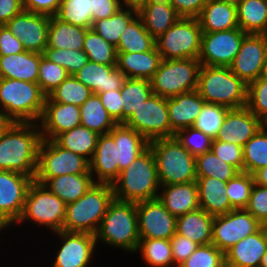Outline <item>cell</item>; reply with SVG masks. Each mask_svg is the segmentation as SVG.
Segmentation results:
<instances>
[{"label": "cell", "instance_id": "03108f58", "mask_svg": "<svg viewBox=\"0 0 267 267\" xmlns=\"http://www.w3.org/2000/svg\"><path fill=\"white\" fill-rule=\"evenodd\" d=\"M23 10L22 0H0V26Z\"/></svg>", "mask_w": 267, "mask_h": 267}, {"label": "cell", "instance_id": "1f68e13d", "mask_svg": "<svg viewBox=\"0 0 267 267\" xmlns=\"http://www.w3.org/2000/svg\"><path fill=\"white\" fill-rule=\"evenodd\" d=\"M213 221L214 216L198 208L177 217L176 233L189 238L199 246L212 244Z\"/></svg>", "mask_w": 267, "mask_h": 267}, {"label": "cell", "instance_id": "681fc988", "mask_svg": "<svg viewBox=\"0 0 267 267\" xmlns=\"http://www.w3.org/2000/svg\"><path fill=\"white\" fill-rule=\"evenodd\" d=\"M254 184L253 175L247 172H239L227 181L226 195L234 209L247 207Z\"/></svg>", "mask_w": 267, "mask_h": 267}, {"label": "cell", "instance_id": "b9f144b4", "mask_svg": "<svg viewBox=\"0 0 267 267\" xmlns=\"http://www.w3.org/2000/svg\"><path fill=\"white\" fill-rule=\"evenodd\" d=\"M137 14L138 12L135 10L120 8L111 17L94 21L91 29L108 43L117 47L122 32Z\"/></svg>", "mask_w": 267, "mask_h": 267}, {"label": "cell", "instance_id": "c3c4849f", "mask_svg": "<svg viewBox=\"0 0 267 267\" xmlns=\"http://www.w3.org/2000/svg\"><path fill=\"white\" fill-rule=\"evenodd\" d=\"M230 108L205 102L192 127L215 139Z\"/></svg>", "mask_w": 267, "mask_h": 267}, {"label": "cell", "instance_id": "7402d4cb", "mask_svg": "<svg viewBox=\"0 0 267 267\" xmlns=\"http://www.w3.org/2000/svg\"><path fill=\"white\" fill-rule=\"evenodd\" d=\"M119 154L114 138L102 134L98 138L96 150L89 161V171L95 183L113 184L119 176Z\"/></svg>", "mask_w": 267, "mask_h": 267}, {"label": "cell", "instance_id": "5b68a950", "mask_svg": "<svg viewBox=\"0 0 267 267\" xmlns=\"http://www.w3.org/2000/svg\"><path fill=\"white\" fill-rule=\"evenodd\" d=\"M113 199L111 184L95 183L78 200L66 204L63 231L95 235Z\"/></svg>", "mask_w": 267, "mask_h": 267}, {"label": "cell", "instance_id": "94428289", "mask_svg": "<svg viewBox=\"0 0 267 267\" xmlns=\"http://www.w3.org/2000/svg\"><path fill=\"white\" fill-rule=\"evenodd\" d=\"M26 51L23 44L5 25L0 26V56Z\"/></svg>", "mask_w": 267, "mask_h": 267}, {"label": "cell", "instance_id": "db71d44e", "mask_svg": "<svg viewBox=\"0 0 267 267\" xmlns=\"http://www.w3.org/2000/svg\"><path fill=\"white\" fill-rule=\"evenodd\" d=\"M246 107L267 124V80L258 78L247 84Z\"/></svg>", "mask_w": 267, "mask_h": 267}, {"label": "cell", "instance_id": "ffe728a7", "mask_svg": "<svg viewBox=\"0 0 267 267\" xmlns=\"http://www.w3.org/2000/svg\"><path fill=\"white\" fill-rule=\"evenodd\" d=\"M43 140H54L59 134L81 125L80 107L53 102L48 96L38 122Z\"/></svg>", "mask_w": 267, "mask_h": 267}, {"label": "cell", "instance_id": "8fae6325", "mask_svg": "<svg viewBox=\"0 0 267 267\" xmlns=\"http://www.w3.org/2000/svg\"><path fill=\"white\" fill-rule=\"evenodd\" d=\"M123 124L133 128L148 142L175 135L170 127L167 98L153 93Z\"/></svg>", "mask_w": 267, "mask_h": 267}, {"label": "cell", "instance_id": "11a10c76", "mask_svg": "<svg viewBox=\"0 0 267 267\" xmlns=\"http://www.w3.org/2000/svg\"><path fill=\"white\" fill-rule=\"evenodd\" d=\"M174 137L194 157L211 150L213 139L194 127H188L177 131Z\"/></svg>", "mask_w": 267, "mask_h": 267}, {"label": "cell", "instance_id": "6da1fadb", "mask_svg": "<svg viewBox=\"0 0 267 267\" xmlns=\"http://www.w3.org/2000/svg\"><path fill=\"white\" fill-rule=\"evenodd\" d=\"M42 140L38 123L8 122L0 132V170L34 179Z\"/></svg>", "mask_w": 267, "mask_h": 267}, {"label": "cell", "instance_id": "a7ac6f4b", "mask_svg": "<svg viewBox=\"0 0 267 267\" xmlns=\"http://www.w3.org/2000/svg\"><path fill=\"white\" fill-rule=\"evenodd\" d=\"M252 175L255 184L267 187V166L258 169Z\"/></svg>", "mask_w": 267, "mask_h": 267}, {"label": "cell", "instance_id": "60d3db41", "mask_svg": "<svg viewBox=\"0 0 267 267\" xmlns=\"http://www.w3.org/2000/svg\"><path fill=\"white\" fill-rule=\"evenodd\" d=\"M120 92L123 105L122 123L153 93L150 80L136 78H126Z\"/></svg>", "mask_w": 267, "mask_h": 267}, {"label": "cell", "instance_id": "2a66077c", "mask_svg": "<svg viewBox=\"0 0 267 267\" xmlns=\"http://www.w3.org/2000/svg\"><path fill=\"white\" fill-rule=\"evenodd\" d=\"M3 231L4 230L0 227V235H2V234L4 235V233L6 234V232H3ZM1 238H2V236H0V241H2Z\"/></svg>", "mask_w": 267, "mask_h": 267}, {"label": "cell", "instance_id": "ac0fdd59", "mask_svg": "<svg viewBox=\"0 0 267 267\" xmlns=\"http://www.w3.org/2000/svg\"><path fill=\"white\" fill-rule=\"evenodd\" d=\"M140 238L170 239L176 233V219L159 199L136 203Z\"/></svg>", "mask_w": 267, "mask_h": 267}, {"label": "cell", "instance_id": "4316f807", "mask_svg": "<svg viewBox=\"0 0 267 267\" xmlns=\"http://www.w3.org/2000/svg\"><path fill=\"white\" fill-rule=\"evenodd\" d=\"M65 204L82 197L94 184L92 174H64L53 178H34Z\"/></svg>", "mask_w": 267, "mask_h": 267}, {"label": "cell", "instance_id": "d6a6232c", "mask_svg": "<svg viewBox=\"0 0 267 267\" xmlns=\"http://www.w3.org/2000/svg\"><path fill=\"white\" fill-rule=\"evenodd\" d=\"M109 134L118 148L119 173L133 162L149 145V142L133 128L117 124Z\"/></svg>", "mask_w": 267, "mask_h": 267}, {"label": "cell", "instance_id": "753ad0ef", "mask_svg": "<svg viewBox=\"0 0 267 267\" xmlns=\"http://www.w3.org/2000/svg\"><path fill=\"white\" fill-rule=\"evenodd\" d=\"M260 267H267V252L264 254Z\"/></svg>", "mask_w": 267, "mask_h": 267}, {"label": "cell", "instance_id": "8c879c8a", "mask_svg": "<svg viewBox=\"0 0 267 267\" xmlns=\"http://www.w3.org/2000/svg\"><path fill=\"white\" fill-rule=\"evenodd\" d=\"M222 1H225L229 4H232V5H235V6H238L241 2H243L244 0H222Z\"/></svg>", "mask_w": 267, "mask_h": 267}, {"label": "cell", "instance_id": "52a82bcc", "mask_svg": "<svg viewBox=\"0 0 267 267\" xmlns=\"http://www.w3.org/2000/svg\"><path fill=\"white\" fill-rule=\"evenodd\" d=\"M197 91L208 103L224 105L230 109L246 107L247 84L229 67L202 65Z\"/></svg>", "mask_w": 267, "mask_h": 267}, {"label": "cell", "instance_id": "cb8c5ba5", "mask_svg": "<svg viewBox=\"0 0 267 267\" xmlns=\"http://www.w3.org/2000/svg\"><path fill=\"white\" fill-rule=\"evenodd\" d=\"M267 252V239L263 229L246 236L225 253V267H260Z\"/></svg>", "mask_w": 267, "mask_h": 267}, {"label": "cell", "instance_id": "8d00e7d4", "mask_svg": "<svg viewBox=\"0 0 267 267\" xmlns=\"http://www.w3.org/2000/svg\"><path fill=\"white\" fill-rule=\"evenodd\" d=\"M99 134L84 126H77L59 134L54 141L66 150L79 154L90 161L96 150Z\"/></svg>", "mask_w": 267, "mask_h": 267}, {"label": "cell", "instance_id": "277c9868", "mask_svg": "<svg viewBox=\"0 0 267 267\" xmlns=\"http://www.w3.org/2000/svg\"><path fill=\"white\" fill-rule=\"evenodd\" d=\"M46 97L37 83L0 78V113L8 122L38 123Z\"/></svg>", "mask_w": 267, "mask_h": 267}, {"label": "cell", "instance_id": "ab89813d", "mask_svg": "<svg viewBox=\"0 0 267 267\" xmlns=\"http://www.w3.org/2000/svg\"><path fill=\"white\" fill-rule=\"evenodd\" d=\"M148 267H175L170 239L140 238L136 254Z\"/></svg>", "mask_w": 267, "mask_h": 267}, {"label": "cell", "instance_id": "d4e9b609", "mask_svg": "<svg viewBox=\"0 0 267 267\" xmlns=\"http://www.w3.org/2000/svg\"><path fill=\"white\" fill-rule=\"evenodd\" d=\"M205 100L197 90L167 98V108L171 129L177 131L192 127Z\"/></svg>", "mask_w": 267, "mask_h": 267}, {"label": "cell", "instance_id": "8992f818", "mask_svg": "<svg viewBox=\"0 0 267 267\" xmlns=\"http://www.w3.org/2000/svg\"><path fill=\"white\" fill-rule=\"evenodd\" d=\"M154 155L160 185L196 181L195 157L175 138H159L148 145Z\"/></svg>", "mask_w": 267, "mask_h": 267}, {"label": "cell", "instance_id": "4fadbf2b", "mask_svg": "<svg viewBox=\"0 0 267 267\" xmlns=\"http://www.w3.org/2000/svg\"><path fill=\"white\" fill-rule=\"evenodd\" d=\"M64 174H91L89 161L62 148L54 140H42L35 178H53Z\"/></svg>", "mask_w": 267, "mask_h": 267}, {"label": "cell", "instance_id": "7a4b0ae2", "mask_svg": "<svg viewBox=\"0 0 267 267\" xmlns=\"http://www.w3.org/2000/svg\"><path fill=\"white\" fill-rule=\"evenodd\" d=\"M95 237L97 248L104 244L103 247L120 249L124 254H135L140 240L136 203L114 198Z\"/></svg>", "mask_w": 267, "mask_h": 267}, {"label": "cell", "instance_id": "6f0895ef", "mask_svg": "<svg viewBox=\"0 0 267 267\" xmlns=\"http://www.w3.org/2000/svg\"><path fill=\"white\" fill-rule=\"evenodd\" d=\"M261 224L267 223V187L254 184L245 208Z\"/></svg>", "mask_w": 267, "mask_h": 267}, {"label": "cell", "instance_id": "11e5206c", "mask_svg": "<svg viewBox=\"0 0 267 267\" xmlns=\"http://www.w3.org/2000/svg\"><path fill=\"white\" fill-rule=\"evenodd\" d=\"M170 0H148V2H155V3H162V2H169Z\"/></svg>", "mask_w": 267, "mask_h": 267}, {"label": "cell", "instance_id": "2e32d148", "mask_svg": "<svg viewBox=\"0 0 267 267\" xmlns=\"http://www.w3.org/2000/svg\"><path fill=\"white\" fill-rule=\"evenodd\" d=\"M247 34L240 28L219 32H202L198 60L204 66L229 67Z\"/></svg>", "mask_w": 267, "mask_h": 267}, {"label": "cell", "instance_id": "003e7915", "mask_svg": "<svg viewBox=\"0 0 267 267\" xmlns=\"http://www.w3.org/2000/svg\"><path fill=\"white\" fill-rule=\"evenodd\" d=\"M122 8L132 9L139 11L148 0H119Z\"/></svg>", "mask_w": 267, "mask_h": 267}, {"label": "cell", "instance_id": "836d02e7", "mask_svg": "<svg viewBox=\"0 0 267 267\" xmlns=\"http://www.w3.org/2000/svg\"><path fill=\"white\" fill-rule=\"evenodd\" d=\"M87 30L51 16L45 49L83 50Z\"/></svg>", "mask_w": 267, "mask_h": 267}, {"label": "cell", "instance_id": "5bb4252c", "mask_svg": "<svg viewBox=\"0 0 267 267\" xmlns=\"http://www.w3.org/2000/svg\"><path fill=\"white\" fill-rule=\"evenodd\" d=\"M34 179L8 170H0V227L5 231L13 226L22 215L25 196ZM6 229V230H5Z\"/></svg>", "mask_w": 267, "mask_h": 267}, {"label": "cell", "instance_id": "30bf717a", "mask_svg": "<svg viewBox=\"0 0 267 267\" xmlns=\"http://www.w3.org/2000/svg\"><path fill=\"white\" fill-rule=\"evenodd\" d=\"M202 29L198 18L180 17L156 39L162 60L198 59L201 51Z\"/></svg>", "mask_w": 267, "mask_h": 267}, {"label": "cell", "instance_id": "4dcf8cb0", "mask_svg": "<svg viewBox=\"0 0 267 267\" xmlns=\"http://www.w3.org/2000/svg\"><path fill=\"white\" fill-rule=\"evenodd\" d=\"M162 61L157 48L141 53H117L116 67L126 78L150 80Z\"/></svg>", "mask_w": 267, "mask_h": 267}, {"label": "cell", "instance_id": "f35d334b", "mask_svg": "<svg viewBox=\"0 0 267 267\" xmlns=\"http://www.w3.org/2000/svg\"><path fill=\"white\" fill-rule=\"evenodd\" d=\"M81 126L98 133H109L117 123L102 105L98 95L92 94L81 106Z\"/></svg>", "mask_w": 267, "mask_h": 267}, {"label": "cell", "instance_id": "f907efd6", "mask_svg": "<svg viewBox=\"0 0 267 267\" xmlns=\"http://www.w3.org/2000/svg\"><path fill=\"white\" fill-rule=\"evenodd\" d=\"M69 76L65 68L40 54L38 85L46 96L53 92Z\"/></svg>", "mask_w": 267, "mask_h": 267}, {"label": "cell", "instance_id": "f6af8a7d", "mask_svg": "<svg viewBox=\"0 0 267 267\" xmlns=\"http://www.w3.org/2000/svg\"><path fill=\"white\" fill-rule=\"evenodd\" d=\"M91 0H61L55 15L63 22L85 29L92 27Z\"/></svg>", "mask_w": 267, "mask_h": 267}, {"label": "cell", "instance_id": "e7e4bbea", "mask_svg": "<svg viewBox=\"0 0 267 267\" xmlns=\"http://www.w3.org/2000/svg\"><path fill=\"white\" fill-rule=\"evenodd\" d=\"M92 22L111 17L121 7L119 0H91Z\"/></svg>", "mask_w": 267, "mask_h": 267}, {"label": "cell", "instance_id": "e0dca14e", "mask_svg": "<svg viewBox=\"0 0 267 267\" xmlns=\"http://www.w3.org/2000/svg\"><path fill=\"white\" fill-rule=\"evenodd\" d=\"M267 60V35L247 34L241 43L230 70L246 84L260 78Z\"/></svg>", "mask_w": 267, "mask_h": 267}, {"label": "cell", "instance_id": "44dd1931", "mask_svg": "<svg viewBox=\"0 0 267 267\" xmlns=\"http://www.w3.org/2000/svg\"><path fill=\"white\" fill-rule=\"evenodd\" d=\"M263 125L264 123L247 107L230 109L215 140L243 147Z\"/></svg>", "mask_w": 267, "mask_h": 267}, {"label": "cell", "instance_id": "3957f363", "mask_svg": "<svg viewBox=\"0 0 267 267\" xmlns=\"http://www.w3.org/2000/svg\"><path fill=\"white\" fill-rule=\"evenodd\" d=\"M112 189L114 198L121 201L137 203L158 198L160 184L155 158L149 146L119 173Z\"/></svg>", "mask_w": 267, "mask_h": 267}, {"label": "cell", "instance_id": "ba28073f", "mask_svg": "<svg viewBox=\"0 0 267 267\" xmlns=\"http://www.w3.org/2000/svg\"><path fill=\"white\" fill-rule=\"evenodd\" d=\"M66 204L43 184L33 181L25 196V205L21 217L14 226H26L49 230L50 233L63 230ZM23 223L25 225H23Z\"/></svg>", "mask_w": 267, "mask_h": 267}, {"label": "cell", "instance_id": "e575fe53", "mask_svg": "<svg viewBox=\"0 0 267 267\" xmlns=\"http://www.w3.org/2000/svg\"><path fill=\"white\" fill-rule=\"evenodd\" d=\"M138 15L146 30L155 39L165 33L180 18L170 2H147L138 11Z\"/></svg>", "mask_w": 267, "mask_h": 267}, {"label": "cell", "instance_id": "be15d7a7", "mask_svg": "<svg viewBox=\"0 0 267 267\" xmlns=\"http://www.w3.org/2000/svg\"><path fill=\"white\" fill-rule=\"evenodd\" d=\"M61 0H22L23 9L43 14L47 16H55Z\"/></svg>", "mask_w": 267, "mask_h": 267}, {"label": "cell", "instance_id": "7dc6e473", "mask_svg": "<svg viewBox=\"0 0 267 267\" xmlns=\"http://www.w3.org/2000/svg\"><path fill=\"white\" fill-rule=\"evenodd\" d=\"M92 94L88 87L70 75L48 97L53 102L80 107Z\"/></svg>", "mask_w": 267, "mask_h": 267}, {"label": "cell", "instance_id": "816d5d0a", "mask_svg": "<svg viewBox=\"0 0 267 267\" xmlns=\"http://www.w3.org/2000/svg\"><path fill=\"white\" fill-rule=\"evenodd\" d=\"M43 55L73 76L89 61L83 50L45 49Z\"/></svg>", "mask_w": 267, "mask_h": 267}, {"label": "cell", "instance_id": "74e56055", "mask_svg": "<svg viewBox=\"0 0 267 267\" xmlns=\"http://www.w3.org/2000/svg\"><path fill=\"white\" fill-rule=\"evenodd\" d=\"M237 16L246 34L267 35V0H244L237 6Z\"/></svg>", "mask_w": 267, "mask_h": 267}, {"label": "cell", "instance_id": "484cf974", "mask_svg": "<svg viewBox=\"0 0 267 267\" xmlns=\"http://www.w3.org/2000/svg\"><path fill=\"white\" fill-rule=\"evenodd\" d=\"M158 199L176 217L194 211L199 208L197 182L160 185Z\"/></svg>", "mask_w": 267, "mask_h": 267}, {"label": "cell", "instance_id": "83f0119b", "mask_svg": "<svg viewBox=\"0 0 267 267\" xmlns=\"http://www.w3.org/2000/svg\"><path fill=\"white\" fill-rule=\"evenodd\" d=\"M199 208L212 216L229 213L234 208L226 195L227 182L217 178L197 176Z\"/></svg>", "mask_w": 267, "mask_h": 267}, {"label": "cell", "instance_id": "7c38bea8", "mask_svg": "<svg viewBox=\"0 0 267 267\" xmlns=\"http://www.w3.org/2000/svg\"><path fill=\"white\" fill-rule=\"evenodd\" d=\"M52 236L57 237L59 246L54 247L57 252L52 256L51 267H94L92 263L98 254L94 234L61 230L53 232Z\"/></svg>", "mask_w": 267, "mask_h": 267}, {"label": "cell", "instance_id": "ee69618b", "mask_svg": "<svg viewBox=\"0 0 267 267\" xmlns=\"http://www.w3.org/2000/svg\"><path fill=\"white\" fill-rule=\"evenodd\" d=\"M83 51L91 62L116 66V47L111 43H108L91 28L87 30L84 37Z\"/></svg>", "mask_w": 267, "mask_h": 267}, {"label": "cell", "instance_id": "9a60e30c", "mask_svg": "<svg viewBox=\"0 0 267 267\" xmlns=\"http://www.w3.org/2000/svg\"><path fill=\"white\" fill-rule=\"evenodd\" d=\"M261 228L262 224L246 209H234L227 214L214 216L212 244L225 253Z\"/></svg>", "mask_w": 267, "mask_h": 267}, {"label": "cell", "instance_id": "d6986e66", "mask_svg": "<svg viewBox=\"0 0 267 267\" xmlns=\"http://www.w3.org/2000/svg\"><path fill=\"white\" fill-rule=\"evenodd\" d=\"M50 16L22 10L5 26L21 41L26 51L43 54L47 47Z\"/></svg>", "mask_w": 267, "mask_h": 267}, {"label": "cell", "instance_id": "603a6c76", "mask_svg": "<svg viewBox=\"0 0 267 267\" xmlns=\"http://www.w3.org/2000/svg\"><path fill=\"white\" fill-rule=\"evenodd\" d=\"M74 77L88 87L93 94L121 90L125 74L116 66L88 61Z\"/></svg>", "mask_w": 267, "mask_h": 267}, {"label": "cell", "instance_id": "9f6ffc18", "mask_svg": "<svg viewBox=\"0 0 267 267\" xmlns=\"http://www.w3.org/2000/svg\"><path fill=\"white\" fill-rule=\"evenodd\" d=\"M211 150L218 158L243 172V150L241 146L213 139Z\"/></svg>", "mask_w": 267, "mask_h": 267}, {"label": "cell", "instance_id": "9c48e42d", "mask_svg": "<svg viewBox=\"0 0 267 267\" xmlns=\"http://www.w3.org/2000/svg\"><path fill=\"white\" fill-rule=\"evenodd\" d=\"M201 63L198 59L162 60L150 79L153 94L171 98L197 90Z\"/></svg>", "mask_w": 267, "mask_h": 267}, {"label": "cell", "instance_id": "6125c7cd", "mask_svg": "<svg viewBox=\"0 0 267 267\" xmlns=\"http://www.w3.org/2000/svg\"><path fill=\"white\" fill-rule=\"evenodd\" d=\"M209 0H170L177 14L184 18H198Z\"/></svg>", "mask_w": 267, "mask_h": 267}, {"label": "cell", "instance_id": "7bdbcfd3", "mask_svg": "<svg viewBox=\"0 0 267 267\" xmlns=\"http://www.w3.org/2000/svg\"><path fill=\"white\" fill-rule=\"evenodd\" d=\"M242 150L243 172L253 174L267 166V124L245 143Z\"/></svg>", "mask_w": 267, "mask_h": 267}, {"label": "cell", "instance_id": "d590c367", "mask_svg": "<svg viewBox=\"0 0 267 267\" xmlns=\"http://www.w3.org/2000/svg\"><path fill=\"white\" fill-rule=\"evenodd\" d=\"M156 48V39L144 27L137 14L126 26L116 47L117 53H141Z\"/></svg>", "mask_w": 267, "mask_h": 267}, {"label": "cell", "instance_id": "680465c9", "mask_svg": "<svg viewBox=\"0 0 267 267\" xmlns=\"http://www.w3.org/2000/svg\"><path fill=\"white\" fill-rule=\"evenodd\" d=\"M170 243L175 267H178L181 263L187 260L199 246L197 243L192 242L189 238H186L178 233H175L170 238Z\"/></svg>", "mask_w": 267, "mask_h": 267}, {"label": "cell", "instance_id": "f546056e", "mask_svg": "<svg viewBox=\"0 0 267 267\" xmlns=\"http://www.w3.org/2000/svg\"><path fill=\"white\" fill-rule=\"evenodd\" d=\"M198 20L202 32H219L239 28L237 6L222 0H209Z\"/></svg>", "mask_w": 267, "mask_h": 267}, {"label": "cell", "instance_id": "bcb514c9", "mask_svg": "<svg viewBox=\"0 0 267 267\" xmlns=\"http://www.w3.org/2000/svg\"><path fill=\"white\" fill-rule=\"evenodd\" d=\"M195 165L197 176L213 177L224 182L240 172L236 167L218 158L212 150L195 157Z\"/></svg>", "mask_w": 267, "mask_h": 267}, {"label": "cell", "instance_id": "91938a15", "mask_svg": "<svg viewBox=\"0 0 267 267\" xmlns=\"http://www.w3.org/2000/svg\"><path fill=\"white\" fill-rule=\"evenodd\" d=\"M102 102V105L108 111L109 115L114 121L119 124L122 123V100L120 90L103 92L97 94Z\"/></svg>", "mask_w": 267, "mask_h": 267}, {"label": "cell", "instance_id": "f1b7e54d", "mask_svg": "<svg viewBox=\"0 0 267 267\" xmlns=\"http://www.w3.org/2000/svg\"><path fill=\"white\" fill-rule=\"evenodd\" d=\"M39 64L40 53L31 51L0 56V78L38 84Z\"/></svg>", "mask_w": 267, "mask_h": 267}, {"label": "cell", "instance_id": "34e18365", "mask_svg": "<svg viewBox=\"0 0 267 267\" xmlns=\"http://www.w3.org/2000/svg\"><path fill=\"white\" fill-rule=\"evenodd\" d=\"M262 229L265 233L266 239H267V223L262 224Z\"/></svg>", "mask_w": 267, "mask_h": 267}, {"label": "cell", "instance_id": "f5cc1de1", "mask_svg": "<svg viewBox=\"0 0 267 267\" xmlns=\"http://www.w3.org/2000/svg\"><path fill=\"white\" fill-rule=\"evenodd\" d=\"M178 267H225V256L213 244L200 245Z\"/></svg>", "mask_w": 267, "mask_h": 267}, {"label": "cell", "instance_id": "89a4df30", "mask_svg": "<svg viewBox=\"0 0 267 267\" xmlns=\"http://www.w3.org/2000/svg\"><path fill=\"white\" fill-rule=\"evenodd\" d=\"M260 78L263 79V80H267V60L262 68V72H261V75H260Z\"/></svg>", "mask_w": 267, "mask_h": 267}, {"label": "cell", "instance_id": "2644e50d", "mask_svg": "<svg viewBox=\"0 0 267 267\" xmlns=\"http://www.w3.org/2000/svg\"><path fill=\"white\" fill-rule=\"evenodd\" d=\"M8 124V121L4 118L3 114L0 113V132Z\"/></svg>", "mask_w": 267, "mask_h": 267}]
</instances>
